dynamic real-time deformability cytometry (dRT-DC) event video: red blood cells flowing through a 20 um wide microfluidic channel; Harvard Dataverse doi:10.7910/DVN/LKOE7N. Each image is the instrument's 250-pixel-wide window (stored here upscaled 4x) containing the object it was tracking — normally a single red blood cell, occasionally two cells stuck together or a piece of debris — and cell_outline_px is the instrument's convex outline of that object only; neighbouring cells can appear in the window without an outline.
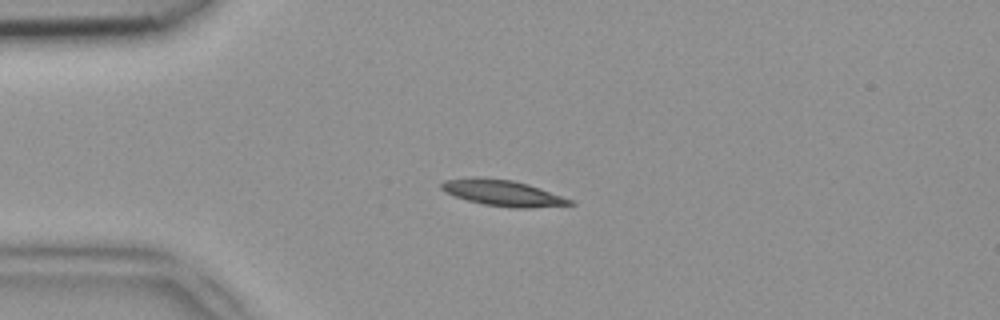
{"species": "common noctule bat (a hibernating species)", "species_latin": "Nyctalus noctula", "temperature_condition": "room temperature", "stored_images_in_passage": 39, "camera_frame_rate_fps": 3000, "um_per_image_px": 0.085, "animal": {"sex": "female", "body_mass_g": 18.4}, "frame": {"image": 1, "passage_image": 2, "time_ms": 0.333, "image_size_px": [1000, 320], "cell_outline_px": [[576, 204], [528, 208], [516, 208], [484, 204], [468, 200], [444, 192], [440, 188], [440, 184], [444, 180], [472, 176], [480, 176], [512, 180], [528, 184], [540, 188], [572, 200]], "centroid_in_image_um": [42.68, 16.38], "position_along_channel_um": 42.3, "area_um2": 19.48}}
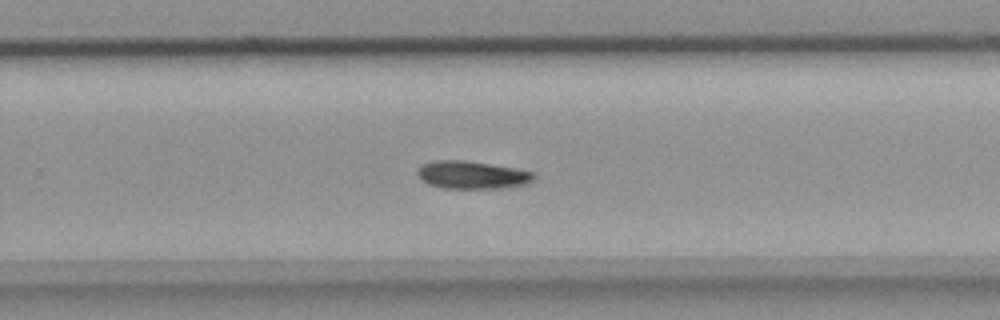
{"frame": {"image": 2, "passage_image": 22, "time_ms": 7.0, "image_size_px": [1000, 320], "cell_outline_px": [[536, 176], [532, 180], [524, 184], [500, 188], [444, 188], [428, 184], [416, 172], [416, 168], [420, 164], [432, 160], [464, 160], [512, 168], [532, 172]], "centroid_in_image_um": [40.05, 14.86], "position_along_channel_um": 289.8, "area_um2": 18.61}}
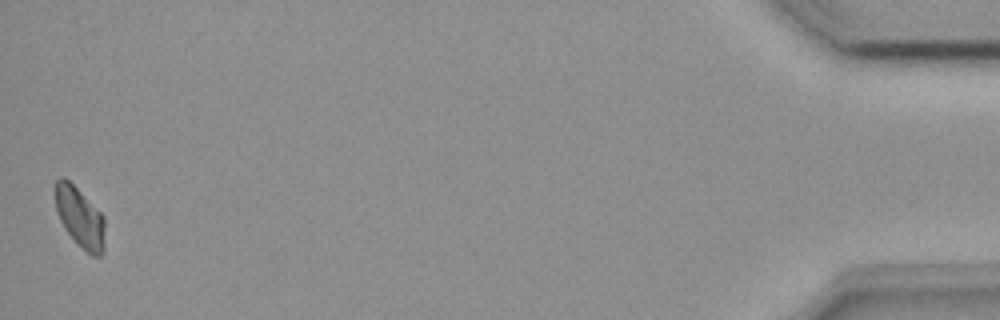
{"frame": {"image": 3, "passage_image": 39, "time_ms": 12.667, "image_size_px": [1000, 320], "cell_outline_px": [[104, 252], [100, 256], [92, 256], [64, 228], [60, 220], [56, 208], [52, 192], [52, 184], [60, 176], [64, 176], [104, 216]], "centroid_in_image_um": [6.74, 18.41], "position_along_channel_um": 428.5, "area_um2": 17.4}}